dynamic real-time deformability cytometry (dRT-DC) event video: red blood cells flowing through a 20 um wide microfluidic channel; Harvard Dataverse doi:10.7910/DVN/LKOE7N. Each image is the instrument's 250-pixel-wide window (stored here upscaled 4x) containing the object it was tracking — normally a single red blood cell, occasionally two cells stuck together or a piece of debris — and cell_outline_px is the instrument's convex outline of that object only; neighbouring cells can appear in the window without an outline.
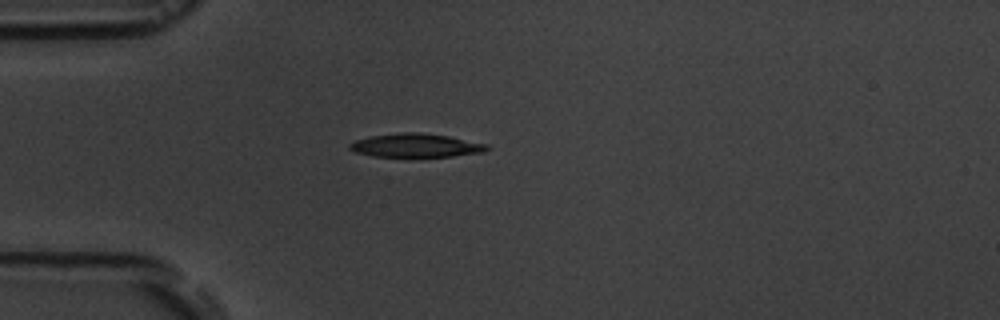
{"species": "common noctule bat (a hibernating species)", "species_latin": "Nyctalus noctula", "temperature_condition": "room temperature", "stored_images_in_passage": 4, "camera_frame_rate_fps": 3000, "um_per_image_px": 0.085, "animal": {"sex": "male", "body_mass_g": 19.5, "forearm_length_mm": 54.6}, "frame": {"image": 1, "passage_image": 3, "time_ms": 3.0, "image_size_px": [1000, 320], "cell_outline_px": [[492, 148], [484, 152], [452, 156], [408, 160], [372, 156], [356, 152], [348, 148], [348, 144], [356, 140], [372, 136], [404, 132], [420, 132], [448, 136], [488, 144]], "centroid_in_image_um": [35.36, 12.42], "position_along_channel_um": 49.6, "area_um2": 19.88}}